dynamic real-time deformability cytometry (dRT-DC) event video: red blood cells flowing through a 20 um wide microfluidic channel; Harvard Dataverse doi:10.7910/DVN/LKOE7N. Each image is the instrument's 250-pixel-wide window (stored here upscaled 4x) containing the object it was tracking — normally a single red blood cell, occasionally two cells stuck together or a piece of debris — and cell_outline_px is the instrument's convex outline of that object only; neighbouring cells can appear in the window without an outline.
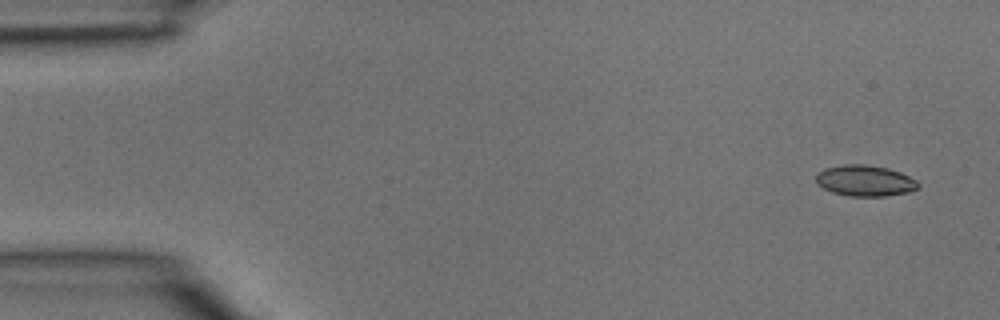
{"species": "common noctule bat (a hibernating species)", "species_latin": "Nyctalus noctula", "temperature_condition": "room temperature", "stored_images_in_passage": 4, "segment_of_instrument_passage": [1, 2], "camera_frame_rate_fps": 3000, "um_per_image_px": 0.085, "animal": {"sex": "male", "body_mass_g": 15.6}, "frame": {"image": 1, "passage_image": 1, "time_ms": 0.0, "image_size_px": [1000, 320], "cell_outline_px": [[920, 188], [908, 192], [884, 196], [848, 196], [832, 192], [816, 184], [816, 176], [824, 168], [844, 164], [864, 164], [888, 168], [900, 172], [916, 180], [920, 184]], "centroid_in_image_um": [73.53, 15.36], "position_along_channel_um": 11.5, "area_um2": 18.5}}
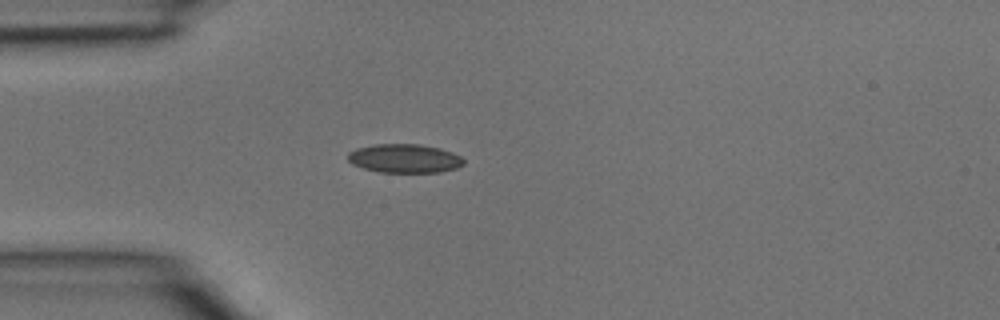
{"frame": {"image": 2, "passage_image": 3, "time_ms": 0.667, "image_size_px": [1000, 320], "cell_outline_px": [[464, 164], [456, 168], [440, 172], [380, 172], [364, 168], [352, 164], [348, 160], [348, 152], [356, 148], [376, 144], [420, 144], [440, 148], [452, 152], [460, 156], [464, 160]], "centroid_in_image_um": [34.38, 13.46], "position_along_channel_um": 50.6, "area_um2": 19.42}}